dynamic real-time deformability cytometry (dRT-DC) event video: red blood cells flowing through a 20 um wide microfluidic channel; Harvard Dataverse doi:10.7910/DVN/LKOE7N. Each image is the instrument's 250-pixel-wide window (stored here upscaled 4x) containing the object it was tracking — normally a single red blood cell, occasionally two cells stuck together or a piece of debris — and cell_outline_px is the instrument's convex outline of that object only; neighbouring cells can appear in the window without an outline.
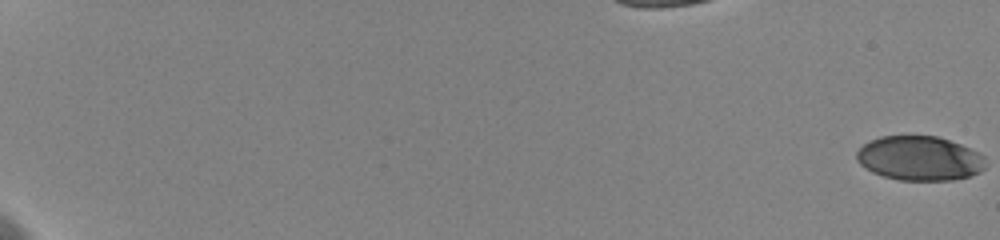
{"species": "human", "species_latin": "Homo sapiens", "temperature_condition": "cold", "stored_images_in_passage": 61, "camera_frame_rate_fps": 3000, "um_per_image_px": 0.085, "donor": {"sex": "female"}, "frame": {"image": 1, "passage_image": 1, "time_ms": 0.0, "image_size_px": [1000, 240], "cell_outline_px": [[984, 168], [980, 172], [968, 176], [952, 180], [900, 180], [884, 176], [872, 172], [860, 164], [856, 160], [856, 152], [868, 140], [880, 136], [936, 136], [960, 144], [984, 156]], "centroid_in_image_um": [78.12, 13.45], "position_along_channel_um": 6.9, "area_um2": 33.18}}
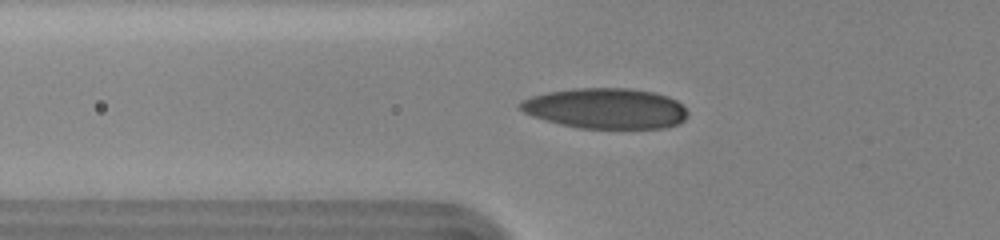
{"frame": {"image": 2, "passage_image": 26, "time_ms": 8.333, "image_size_px": [1000, 240], "cell_outline_px": [[688, 116], [684, 120], [668, 128], [580, 128], [560, 124], [532, 116], [516, 108], [520, 100], [532, 96], [548, 92], [576, 88], [628, 88], [652, 92], [668, 96], [676, 100], [688, 112]], "centroid_in_image_um": [51.46, 9.21], "position_along_channel_um": 74.3, "area_um2": 39.59}}
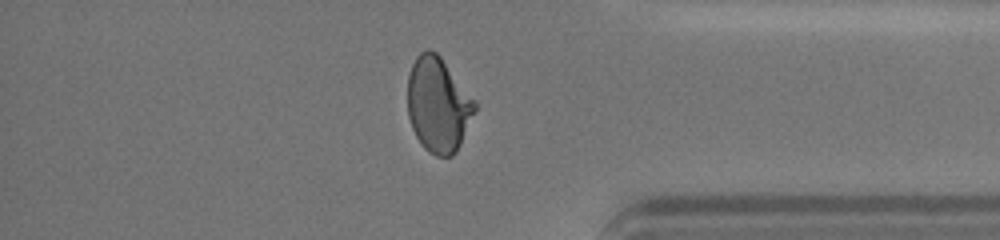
{"frame": {"image": 3, "passage_image": 54, "time_ms": 17.667, "image_size_px": [1000, 240], "cell_outline_px": [[476, 108], [460, 144], [456, 152], [452, 156], [436, 156], [428, 152], [424, 148], [416, 136], [412, 128], [408, 116], [408, 76], [412, 64], [416, 56], [420, 52], [428, 48], [436, 52], [440, 56], [476, 100]], "centroid_in_image_um": [37.23, 8.89], "position_along_channel_um": 398.0, "area_um2": 37.17}, "authors_computed_cell_mechanics": {"area_um2": 36.7608, "velocity_mm_per_s": 3.5927, "shape_relaxation_time_tau1_ms": 4.0987, "shape_relaxation_time_tau2_ms": 1.1895, "deformation_change_tau1": 0.143, "deformation_change_tau2": 0.0524}}